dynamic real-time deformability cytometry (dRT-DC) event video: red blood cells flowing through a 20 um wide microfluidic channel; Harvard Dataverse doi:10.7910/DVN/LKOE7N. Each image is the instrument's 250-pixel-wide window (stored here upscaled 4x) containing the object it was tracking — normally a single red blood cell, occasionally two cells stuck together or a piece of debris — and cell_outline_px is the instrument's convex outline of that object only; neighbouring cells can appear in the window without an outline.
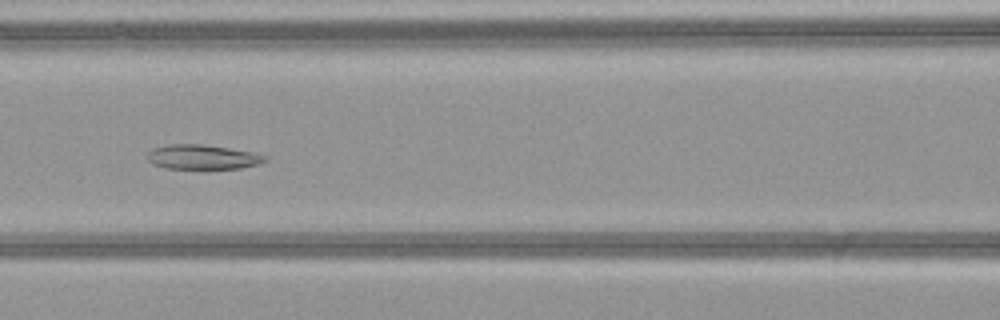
{"species": "common noctule bat (a hibernating species)", "species_latin": "Nyctalus noctula", "temperature_condition": "warm", "stored_images_in_passage": 51, "camera_frame_rate_fps": 3000, "um_per_image_px": 0.085, "animal": {"sex": "female", "body_mass_g": 21.9}, "frame": {"image": 1, "passage_image": 23, "time_ms": 7.333, "image_size_px": [1000, 320], "cell_outline_px": [[268, 160], [260, 164], [240, 168], [168, 168], [152, 164], [148, 160], [148, 152], [152, 148], [168, 144], [200, 144], [228, 148], [252, 152], [268, 156]], "centroid_in_image_um": [17.23, 13.34], "position_along_channel_um": 149.4, "area_um2": 16.76}}
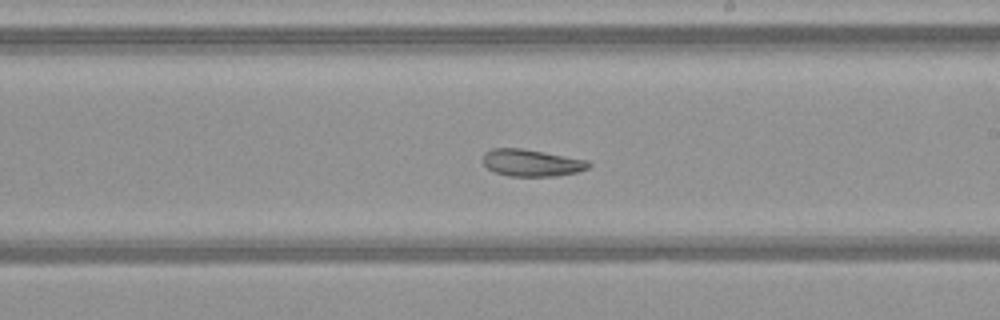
{"frame": {"image": 2, "passage_image": 30, "time_ms": 9.667, "image_size_px": [1000, 320], "cell_outline_px": [[592, 164], [588, 168], [576, 172], [556, 176], [508, 176], [496, 172], [488, 168], [484, 164], [484, 152], [492, 148], [520, 148], [544, 152], [588, 160]], "centroid_in_image_um": [45.19, 13.84], "position_along_channel_um": 243.8, "area_um2": 16.53}}
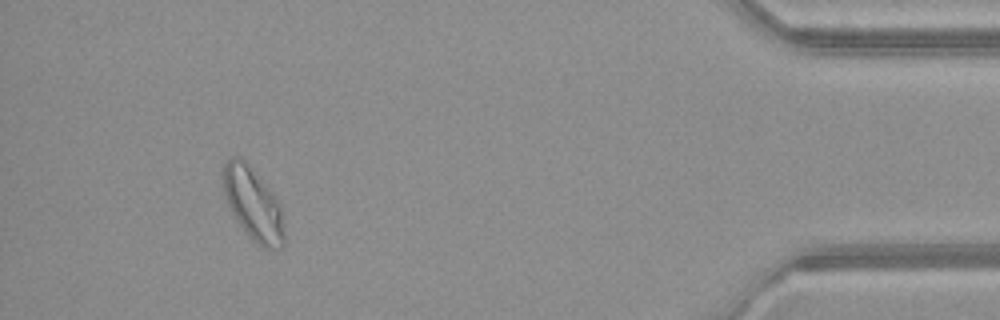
{"frame": {"image": 3, "passage_image": 47, "time_ms": 15.333, "image_size_px": [1000, 320], "cell_outline_px": [[284, 244], [280, 248], [264, 248], [252, 240], [240, 224], [232, 212], [224, 196], [220, 176], [224, 164], [232, 156], [236, 156], [244, 160], [276, 196], [280, 204], [284, 224]], "centroid_in_image_um": [21.5, 17.32], "position_along_channel_um": 413.7, "area_um2": 25.89}, "authors_computed_cell_mechanics": {"area_um2": 22.5998, "velocity_mm_per_s": 4.0629, "shape_relaxation_time_tau1_ms": null, "shape_relaxation_time_tau2_ms": 4.0536, "deformation_change_tau1": null, "deformation_change_tau2": 0.0976}}